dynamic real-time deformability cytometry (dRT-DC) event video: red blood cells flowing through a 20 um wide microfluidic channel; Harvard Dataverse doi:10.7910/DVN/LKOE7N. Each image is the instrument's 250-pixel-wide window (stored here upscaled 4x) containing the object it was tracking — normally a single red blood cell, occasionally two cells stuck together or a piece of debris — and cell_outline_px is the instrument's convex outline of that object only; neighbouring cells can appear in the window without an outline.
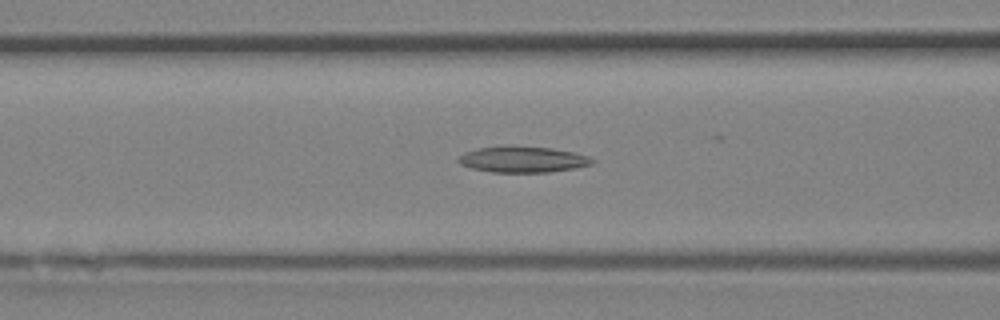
{"species": "Egyptian fruit bat (a non-hibernating species)", "species_latin": "Rousettus aegyptiacus", "temperature_condition": "room temperature", "stored_images_in_passage": 35, "camera_frame_rate_fps": 3000, "um_per_image_px": 0.085, "animal": {"sex": "female"}, "frame": {"image": 1, "passage_image": 13, "time_ms": 4.0, "image_size_px": [1000, 320], "cell_outline_px": [[596, 160], [592, 164], [576, 168], [548, 172], [492, 172], [472, 168], [460, 164], [456, 160], [464, 152], [480, 148], [552, 148], [572, 152], [588, 156]], "centroid_in_image_um": [44.47, 13.59], "position_along_channel_um": 122.1, "area_um2": 19.54}}
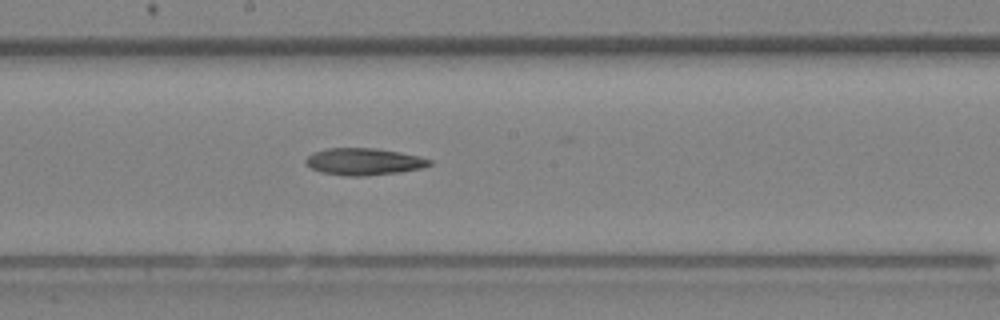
{"frame": {"image": 2, "passage_image": 18, "time_ms": 5.667, "image_size_px": [1000, 320], "cell_outline_px": [[432, 164], [420, 168], [400, 172], [364, 176], [348, 176], [320, 172], [304, 164], [304, 160], [312, 152], [328, 148], [376, 148], [400, 152], [420, 156], [432, 160]], "centroid_in_image_um": [30.9, 13.73], "position_along_channel_um": 217.3, "area_um2": 19.54}}
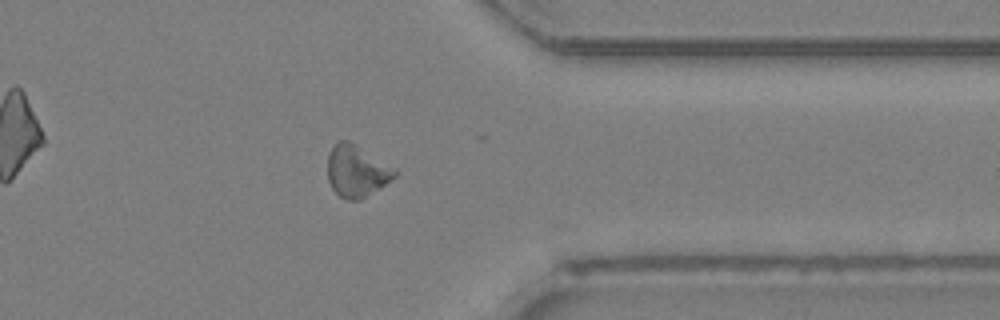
{"frame": {"image": 3, "passage_image": 27, "time_ms": 8.667, "image_size_px": [1000, 320], "cell_outline_px": [[400, 172], [396, 176], [360, 200], [348, 200], [340, 196], [332, 188], [328, 180], [328, 152], [340, 140], [348, 140], [356, 144], [396, 168]], "centroid_in_image_um": [30.32, 14.53], "position_along_channel_um": 381.1, "area_um2": 20.17}}